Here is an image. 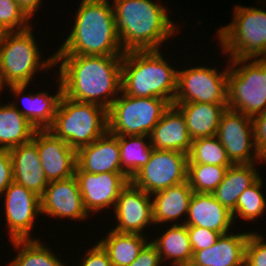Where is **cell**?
<instances>
[{
	"label": "cell",
	"mask_w": 266,
	"mask_h": 266,
	"mask_svg": "<svg viewBox=\"0 0 266 266\" xmlns=\"http://www.w3.org/2000/svg\"><path fill=\"white\" fill-rule=\"evenodd\" d=\"M123 56L54 55L63 95L106 110L121 93Z\"/></svg>",
	"instance_id": "obj_1"
},
{
	"label": "cell",
	"mask_w": 266,
	"mask_h": 266,
	"mask_svg": "<svg viewBox=\"0 0 266 266\" xmlns=\"http://www.w3.org/2000/svg\"><path fill=\"white\" fill-rule=\"evenodd\" d=\"M115 29L127 51L160 50L163 42L178 33L168 9L153 0H111Z\"/></svg>",
	"instance_id": "obj_2"
},
{
	"label": "cell",
	"mask_w": 266,
	"mask_h": 266,
	"mask_svg": "<svg viewBox=\"0 0 266 266\" xmlns=\"http://www.w3.org/2000/svg\"><path fill=\"white\" fill-rule=\"evenodd\" d=\"M69 36L54 55L123 56L109 0H81Z\"/></svg>",
	"instance_id": "obj_3"
},
{
	"label": "cell",
	"mask_w": 266,
	"mask_h": 266,
	"mask_svg": "<svg viewBox=\"0 0 266 266\" xmlns=\"http://www.w3.org/2000/svg\"><path fill=\"white\" fill-rule=\"evenodd\" d=\"M163 56L160 50L125 52L121 92L133 97L165 99L172 105L177 91V70Z\"/></svg>",
	"instance_id": "obj_4"
},
{
	"label": "cell",
	"mask_w": 266,
	"mask_h": 266,
	"mask_svg": "<svg viewBox=\"0 0 266 266\" xmlns=\"http://www.w3.org/2000/svg\"><path fill=\"white\" fill-rule=\"evenodd\" d=\"M32 31L31 26L22 31L0 33V81L4 87H29L35 74L55 66L54 54L47 60L41 59V50Z\"/></svg>",
	"instance_id": "obj_5"
},
{
	"label": "cell",
	"mask_w": 266,
	"mask_h": 266,
	"mask_svg": "<svg viewBox=\"0 0 266 266\" xmlns=\"http://www.w3.org/2000/svg\"><path fill=\"white\" fill-rule=\"evenodd\" d=\"M48 130L78 151L108 131L107 110L101 105L75 101L62 95L54 122Z\"/></svg>",
	"instance_id": "obj_6"
},
{
	"label": "cell",
	"mask_w": 266,
	"mask_h": 266,
	"mask_svg": "<svg viewBox=\"0 0 266 266\" xmlns=\"http://www.w3.org/2000/svg\"><path fill=\"white\" fill-rule=\"evenodd\" d=\"M232 21L218 29L221 52L229 59H266V11L235 5Z\"/></svg>",
	"instance_id": "obj_7"
},
{
	"label": "cell",
	"mask_w": 266,
	"mask_h": 266,
	"mask_svg": "<svg viewBox=\"0 0 266 266\" xmlns=\"http://www.w3.org/2000/svg\"><path fill=\"white\" fill-rule=\"evenodd\" d=\"M227 107L255 117L266 111V59H230Z\"/></svg>",
	"instance_id": "obj_8"
},
{
	"label": "cell",
	"mask_w": 266,
	"mask_h": 266,
	"mask_svg": "<svg viewBox=\"0 0 266 266\" xmlns=\"http://www.w3.org/2000/svg\"><path fill=\"white\" fill-rule=\"evenodd\" d=\"M107 110L108 132L112 135H148L170 103L157 97H133L120 93Z\"/></svg>",
	"instance_id": "obj_9"
},
{
	"label": "cell",
	"mask_w": 266,
	"mask_h": 266,
	"mask_svg": "<svg viewBox=\"0 0 266 266\" xmlns=\"http://www.w3.org/2000/svg\"><path fill=\"white\" fill-rule=\"evenodd\" d=\"M222 72L204 66L177 71V91L173 103L228 104V66Z\"/></svg>",
	"instance_id": "obj_10"
},
{
	"label": "cell",
	"mask_w": 266,
	"mask_h": 266,
	"mask_svg": "<svg viewBox=\"0 0 266 266\" xmlns=\"http://www.w3.org/2000/svg\"><path fill=\"white\" fill-rule=\"evenodd\" d=\"M187 173L188 154L154 148L150 160L130 179V182L152 195L186 182Z\"/></svg>",
	"instance_id": "obj_11"
},
{
	"label": "cell",
	"mask_w": 266,
	"mask_h": 266,
	"mask_svg": "<svg viewBox=\"0 0 266 266\" xmlns=\"http://www.w3.org/2000/svg\"><path fill=\"white\" fill-rule=\"evenodd\" d=\"M216 136L232 164L262 162V155L254 142L251 117L227 107L222 114Z\"/></svg>",
	"instance_id": "obj_12"
},
{
	"label": "cell",
	"mask_w": 266,
	"mask_h": 266,
	"mask_svg": "<svg viewBox=\"0 0 266 266\" xmlns=\"http://www.w3.org/2000/svg\"><path fill=\"white\" fill-rule=\"evenodd\" d=\"M4 194V218L10 241L34 239L31 231L35 228L36 216L41 214L40 196L14 181Z\"/></svg>",
	"instance_id": "obj_13"
},
{
	"label": "cell",
	"mask_w": 266,
	"mask_h": 266,
	"mask_svg": "<svg viewBox=\"0 0 266 266\" xmlns=\"http://www.w3.org/2000/svg\"><path fill=\"white\" fill-rule=\"evenodd\" d=\"M74 176L88 214L98 213L109 207L115 208L120 191L130 182L125 173L94 174L82 171L78 166Z\"/></svg>",
	"instance_id": "obj_14"
},
{
	"label": "cell",
	"mask_w": 266,
	"mask_h": 266,
	"mask_svg": "<svg viewBox=\"0 0 266 266\" xmlns=\"http://www.w3.org/2000/svg\"><path fill=\"white\" fill-rule=\"evenodd\" d=\"M151 195L129 182L119 194L113 213L120 233L144 234V229L154 225Z\"/></svg>",
	"instance_id": "obj_15"
},
{
	"label": "cell",
	"mask_w": 266,
	"mask_h": 266,
	"mask_svg": "<svg viewBox=\"0 0 266 266\" xmlns=\"http://www.w3.org/2000/svg\"><path fill=\"white\" fill-rule=\"evenodd\" d=\"M32 141L37 145L41 166L48 182L63 180L75 174L77 151L50 130H36Z\"/></svg>",
	"instance_id": "obj_16"
},
{
	"label": "cell",
	"mask_w": 266,
	"mask_h": 266,
	"mask_svg": "<svg viewBox=\"0 0 266 266\" xmlns=\"http://www.w3.org/2000/svg\"><path fill=\"white\" fill-rule=\"evenodd\" d=\"M41 214L56 218L85 220L89 217L75 176L48 183L40 197Z\"/></svg>",
	"instance_id": "obj_17"
},
{
	"label": "cell",
	"mask_w": 266,
	"mask_h": 266,
	"mask_svg": "<svg viewBox=\"0 0 266 266\" xmlns=\"http://www.w3.org/2000/svg\"><path fill=\"white\" fill-rule=\"evenodd\" d=\"M58 90L56 94L50 95L48 92L40 91L37 93L25 94L27 85H10L8 86L11 94L15 95V98H22V103L25 105V109L18 107L16 101L11 102L15 108L35 127L36 130L49 129L56 115L57 107L61 96L63 95L61 81L58 78ZM15 102V103H14Z\"/></svg>",
	"instance_id": "obj_18"
},
{
	"label": "cell",
	"mask_w": 266,
	"mask_h": 266,
	"mask_svg": "<svg viewBox=\"0 0 266 266\" xmlns=\"http://www.w3.org/2000/svg\"><path fill=\"white\" fill-rule=\"evenodd\" d=\"M185 219L180 224L199 226L221 234L231 232V226L235 222L232 212L221 205L212 193L197 192H194L190 198L188 215Z\"/></svg>",
	"instance_id": "obj_19"
},
{
	"label": "cell",
	"mask_w": 266,
	"mask_h": 266,
	"mask_svg": "<svg viewBox=\"0 0 266 266\" xmlns=\"http://www.w3.org/2000/svg\"><path fill=\"white\" fill-rule=\"evenodd\" d=\"M77 166L94 174L124 173L121 169L118 135L108 131L91 144L77 151Z\"/></svg>",
	"instance_id": "obj_20"
},
{
	"label": "cell",
	"mask_w": 266,
	"mask_h": 266,
	"mask_svg": "<svg viewBox=\"0 0 266 266\" xmlns=\"http://www.w3.org/2000/svg\"><path fill=\"white\" fill-rule=\"evenodd\" d=\"M14 182L42 196L48 185L41 166L37 145L31 140L9 150Z\"/></svg>",
	"instance_id": "obj_21"
},
{
	"label": "cell",
	"mask_w": 266,
	"mask_h": 266,
	"mask_svg": "<svg viewBox=\"0 0 266 266\" xmlns=\"http://www.w3.org/2000/svg\"><path fill=\"white\" fill-rule=\"evenodd\" d=\"M149 138L155 149L180 151L186 154L191 149L192 139L189 136L185 118L173 104L154 126Z\"/></svg>",
	"instance_id": "obj_22"
},
{
	"label": "cell",
	"mask_w": 266,
	"mask_h": 266,
	"mask_svg": "<svg viewBox=\"0 0 266 266\" xmlns=\"http://www.w3.org/2000/svg\"><path fill=\"white\" fill-rule=\"evenodd\" d=\"M248 233L221 234L216 243L195 251L192 260L202 266H244Z\"/></svg>",
	"instance_id": "obj_23"
},
{
	"label": "cell",
	"mask_w": 266,
	"mask_h": 266,
	"mask_svg": "<svg viewBox=\"0 0 266 266\" xmlns=\"http://www.w3.org/2000/svg\"><path fill=\"white\" fill-rule=\"evenodd\" d=\"M193 193L188 180L153 193L151 196L153 197L154 224H165L166 222L180 224L177 221L182 216L187 218L189 202Z\"/></svg>",
	"instance_id": "obj_24"
},
{
	"label": "cell",
	"mask_w": 266,
	"mask_h": 266,
	"mask_svg": "<svg viewBox=\"0 0 266 266\" xmlns=\"http://www.w3.org/2000/svg\"><path fill=\"white\" fill-rule=\"evenodd\" d=\"M183 114L189 136L192 140L201 137H212L217 134L226 104L212 103H173Z\"/></svg>",
	"instance_id": "obj_25"
},
{
	"label": "cell",
	"mask_w": 266,
	"mask_h": 266,
	"mask_svg": "<svg viewBox=\"0 0 266 266\" xmlns=\"http://www.w3.org/2000/svg\"><path fill=\"white\" fill-rule=\"evenodd\" d=\"M255 166L256 163H248L228 167L224 179L212 192L230 212L235 211L239 196L261 176Z\"/></svg>",
	"instance_id": "obj_26"
},
{
	"label": "cell",
	"mask_w": 266,
	"mask_h": 266,
	"mask_svg": "<svg viewBox=\"0 0 266 266\" xmlns=\"http://www.w3.org/2000/svg\"><path fill=\"white\" fill-rule=\"evenodd\" d=\"M35 131L12 103L0 104V149L11 150L31 141Z\"/></svg>",
	"instance_id": "obj_27"
},
{
	"label": "cell",
	"mask_w": 266,
	"mask_h": 266,
	"mask_svg": "<svg viewBox=\"0 0 266 266\" xmlns=\"http://www.w3.org/2000/svg\"><path fill=\"white\" fill-rule=\"evenodd\" d=\"M107 237L99 240L113 266H129L148 243L145 235L120 233L109 229Z\"/></svg>",
	"instance_id": "obj_28"
},
{
	"label": "cell",
	"mask_w": 266,
	"mask_h": 266,
	"mask_svg": "<svg viewBox=\"0 0 266 266\" xmlns=\"http://www.w3.org/2000/svg\"><path fill=\"white\" fill-rule=\"evenodd\" d=\"M167 230V231H166ZM164 233L151 242L156 246L162 263L171 261V266L192 260L193 252L185 224H172Z\"/></svg>",
	"instance_id": "obj_29"
},
{
	"label": "cell",
	"mask_w": 266,
	"mask_h": 266,
	"mask_svg": "<svg viewBox=\"0 0 266 266\" xmlns=\"http://www.w3.org/2000/svg\"><path fill=\"white\" fill-rule=\"evenodd\" d=\"M148 135H118L122 171L131 179L150 160L154 148Z\"/></svg>",
	"instance_id": "obj_30"
},
{
	"label": "cell",
	"mask_w": 266,
	"mask_h": 266,
	"mask_svg": "<svg viewBox=\"0 0 266 266\" xmlns=\"http://www.w3.org/2000/svg\"><path fill=\"white\" fill-rule=\"evenodd\" d=\"M11 242L18 254L8 266H67L39 238Z\"/></svg>",
	"instance_id": "obj_31"
},
{
	"label": "cell",
	"mask_w": 266,
	"mask_h": 266,
	"mask_svg": "<svg viewBox=\"0 0 266 266\" xmlns=\"http://www.w3.org/2000/svg\"><path fill=\"white\" fill-rule=\"evenodd\" d=\"M188 164L233 165L216 135L192 140L191 149L188 153Z\"/></svg>",
	"instance_id": "obj_32"
},
{
	"label": "cell",
	"mask_w": 266,
	"mask_h": 266,
	"mask_svg": "<svg viewBox=\"0 0 266 266\" xmlns=\"http://www.w3.org/2000/svg\"><path fill=\"white\" fill-rule=\"evenodd\" d=\"M228 167L207 164H188L187 180L193 192L212 193L222 182Z\"/></svg>",
	"instance_id": "obj_33"
},
{
	"label": "cell",
	"mask_w": 266,
	"mask_h": 266,
	"mask_svg": "<svg viewBox=\"0 0 266 266\" xmlns=\"http://www.w3.org/2000/svg\"><path fill=\"white\" fill-rule=\"evenodd\" d=\"M260 176L238 198L235 211L232 213L233 220L242 218L255 222V218L261 217L266 209V199L262 192L263 178Z\"/></svg>",
	"instance_id": "obj_34"
},
{
	"label": "cell",
	"mask_w": 266,
	"mask_h": 266,
	"mask_svg": "<svg viewBox=\"0 0 266 266\" xmlns=\"http://www.w3.org/2000/svg\"><path fill=\"white\" fill-rule=\"evenodd\" d=\"M31 20L17 0H0V33L26 30Z\"/></svg>",
	"instance_id": "obj_35"
},
{
	"label": "cell",
	"mask_w": 266,
	"mask_h": 266,
	"mask_svg": "<svg viewBox=\"0 0 266 266\" xmlns=\"http://www.w3.org/2000/svg\"><path fill=\"white\" fill-rule=\"evenodd\" d=\"M244 266H266V242L262 234H249L245 246Z\"/></svg>",
	"instance_id": "obj_36"
},
{
	"label": "cell",
	"mask_w": 266,
	"mask_h": 266,
	"mask_svg": "<svg viewBox=\"0 0 266 266\" xmlns=\"http://www.w3.org/2000/svg\"><path fill=\"white\" fill-rule=\"evenodd\" d=\"M192 252L213 246L221 233L199 226H187Z\"/></svg>",
	"instance_id": "obj_37"
},
{
	"label": "cell",
	"mask_w": 266,
	"mask_h": 266,
	"mask_svg": "<svg viewBox=\"0 0 266 266\" xmlns=\"http://www.w3.org/2000/svg\"><path fill=\"white\" fill-rule=\"evenodd\" d=\"M85 253L86 255L81 259L80 266H113L108 253L99 242Z\"/></svg>",
	"instance_id": "obj_38"
},
{
	"label": "cell",
	"mask_w": 266,
	"mask_h": 266,
	"mask_svg": "<svg viewBox=\"0 0 266 266\" xmlns=\"http://www.w3.org/2000/svg\"><path fill=\"white\" fill-rule=\"evenodd\" d=\"M162 260L156 246L150 241L129 266H161Z\"/></svg>",
	"instance_id": "obj_39"
},
{
	"label": "cell",
	"mask_w": 266,
	"mask_h": 266,
	"mask_svg": "<svg viewBox=\"0 0 266 266\" xmlns=\"http://www.w3.org/2000/svg\"><path fill=\"white\" fill-rule=\"evenodd\" d=\"M13 168L9 150L0 149V198L13 182Z\"/></svg>",
	"instance_id": "obj_40"
},
{
	"label": "cell",
	"mask_w": 266,
	"mask_h": 266,
	"mask_svg": "<svg viewBox=\"0 0 266 266\" xmlns=\"http://www.w3.org/2000/svg\"><path fill=\"white\" fill-rule=\"evenodd\" d=\"M256 149L263 155L266 152V111L252 118Z\"/></svg>",
	"instance_id": "obj_41"
},
{
	"label": "cell",
	"mask_w": 266,
	"mask_h": 266,
	"mask_svg": "<svg viewBox=\"0 0 266 266\" xmlns=\"http://www.w3.org/2000/svg\"><path fill=\"white\" fill-rule=\"evenodd\" d=\"M43 0H17L19 6L24 12L32 19L35 11L37 12L40 8V4Z\"/></svg>",
	"instance_id": "obj_42"
},
{
	"label": "cell",
	"mask_w": 266,
	"mask_h": 266,
	"mask_svg": "<svg viewBox=\"0 0 266 266\" xmlns=\"http://www.w3.org/2000/svg\"><path fill=\"white\" fill-rule=\"evenodd\" d=\"M174 266H202V265L195 263L193 260H189V261L178 263Z\"/></svg>",
	"instance_id": "obj_43"
},
{
	"label": "cell",
	"mask_w": 266,
	"mask_h": 266,
	"mask_svg": "<svg viewBox=\"0 0 266 266\" xmlns=\"http://www.w3.org/2000/svg\"><path fill=\"white\" fill-rule=\"evenodd\" d=\"M3 89H4V87H3V85L1 84V81H0V92H2L1 90H3Z\"/></svg>",
	"instance_id": "obj_44"
},
{
	"label": "cell",
	"mask_w": 266,
	"mask_h": 266,
	"mask_svg": "<svg viewBox=\"0 0 266 266\" xmlns=\"http://www.w3.org/2000/svg\"><path fill=\"white\" fill-rule=\"evenodd\" d=\"M262 159H266V152L262 155Z\"/></svg>",
	"instance_id": "obj_45"
}]
</instances>
